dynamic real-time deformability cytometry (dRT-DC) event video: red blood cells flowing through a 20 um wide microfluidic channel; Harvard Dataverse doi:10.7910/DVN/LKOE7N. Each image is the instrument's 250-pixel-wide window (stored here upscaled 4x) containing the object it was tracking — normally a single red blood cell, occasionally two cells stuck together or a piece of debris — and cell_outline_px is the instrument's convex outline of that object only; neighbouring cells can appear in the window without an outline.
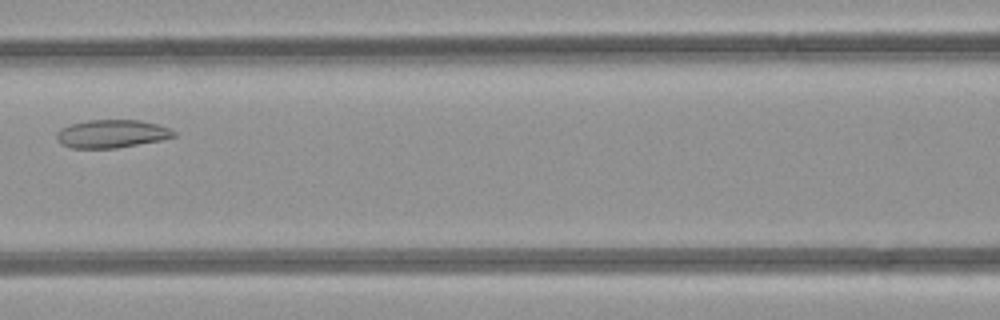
{"species": "common noctule bat (a hibernating species)", "species_latin": "Nyctalus noctula", "temperature_condition": "room temperature", "stored_images_in_passage": 4, "camera_frame_rate_fps": 3000, "um_per_image_px": 0.085, "animal": {"sex": "female", "body_mass_g": 21.9}, "frame": {"image": 1, "passage_image": 3, "time_ms": 2.333, "image_size_px": [1000, 320], "cell_outline_px": [[176, 136], [160, 140], [116, 148], [72, 148], [60, 144], [56, 140], [56, 132], [60, 128], [68, 124], [88, 120], [140, 120], [156, 124], [168, 128], [176, 132]], "centroid_in_image_um": [9.43, 11.37], "position_along_channel_um": 157.2, "area_um2": 19.25}}
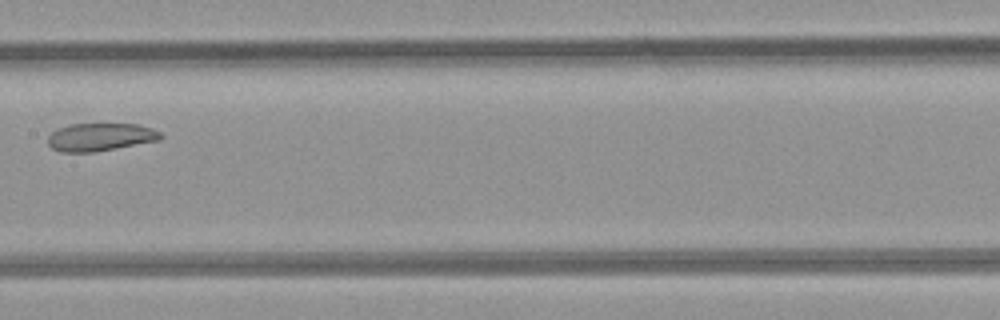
{"frame": {"image": 2, "passage_image": 4, "time_ms": 3.333, "image_size_px": [1000, 320], "cell_outline_px": [[164, 136], [160, 140], [92, 152], [60, 152], [52, 148], [48, 144], [48, 136], [52, 132], [68, 124], [140, 124], [152, 128], [160, 132]], "centroid_in_image_um": [8.54, 11.64], "position_along_channel_um": 198.9, "area_um2": 18.26}}